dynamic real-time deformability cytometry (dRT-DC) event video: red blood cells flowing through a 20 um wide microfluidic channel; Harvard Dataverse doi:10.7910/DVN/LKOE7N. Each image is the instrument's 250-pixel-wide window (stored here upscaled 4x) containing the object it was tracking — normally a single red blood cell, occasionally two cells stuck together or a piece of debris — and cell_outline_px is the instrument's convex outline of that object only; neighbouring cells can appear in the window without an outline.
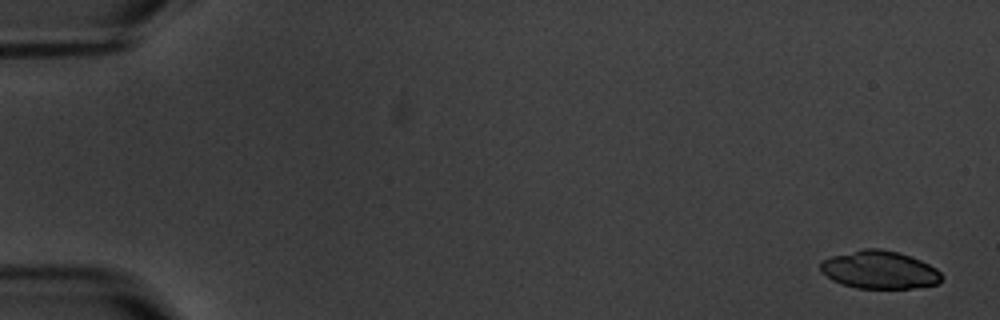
{"species": "common noctule bat (a hibernating species)", "species_latin": "Nyctalus noctula", "temperature_condition": "warm", "stored_images_in_passage": 15, "camera_frame_rate_fps": 3000, "um_per_image_px": 0.085, "animal": {"sex": "male", "body_mass_g": 20.1, "forearm_length_mm": 53.5}, "frame": {"image": 1, "passage_image": 1, "time_ms": 0.0, "image_size_px": [1000, 320], "cell_outline_px": [[940, 284], [912, 288], [856, 288], [832, 280], [820, 268], [820, 260], [832, 256], [864, 248], [880, 248], [900, 252], [920, 260], [936, 268], [940, 272]], "centroid_in_image_um": [74.76, 22.92], "position_along_channel_um": 10.2, "area_um2": 26.65}}